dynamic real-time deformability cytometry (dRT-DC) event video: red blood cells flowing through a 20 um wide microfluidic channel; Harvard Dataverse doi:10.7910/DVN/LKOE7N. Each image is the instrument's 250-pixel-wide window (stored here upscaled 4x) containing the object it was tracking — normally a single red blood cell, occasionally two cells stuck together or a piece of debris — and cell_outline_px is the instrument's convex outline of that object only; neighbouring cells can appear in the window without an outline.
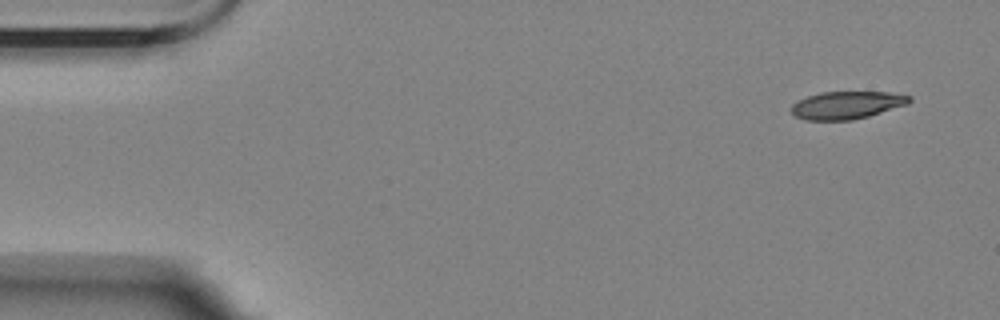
{"species": "Egyptian fruit bat (a non-hibernating species)", "species_latin": "Rousettus aegyptiacus", "temperature_condition": "room temperature", "stored_images_in_passage": 6, "segment_of_instrument_passage": [1, 2], "camera_frame_rate_fps": 3000, "um_per_image_px": 0.085, "animal": {"sex": "female"}, "frame": {"image": 1, "passage_image": 1, "time_ms": 0.0, "image_size_px": [1000, 320], "cell_outline_px": [[912, 100], [908, 104], [868, 116], [852, 120], [804, 120], [796, 116], [792, 112], [792, 104], [808, 96], [820, 92], [888, 92], [912, 96]], "centroid_in_image_um": [72.0, 8.93], "position_along_channel_um": 13.0, "area_um2": 18.9}}
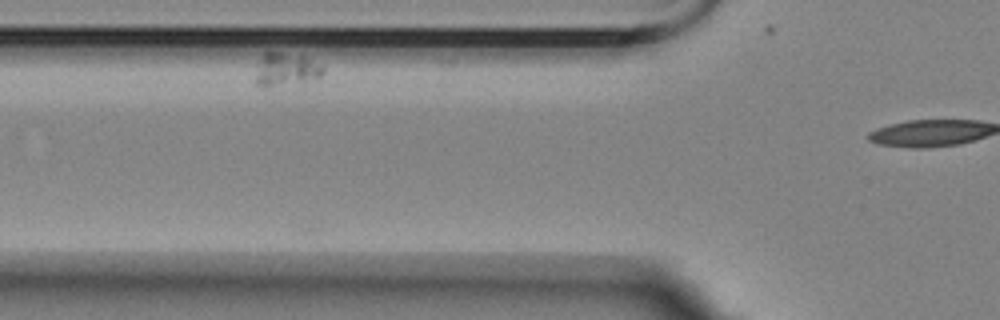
{"frame": {"image": 2, "passage_image": 4, "time_ms": 3.667, "image_size_px": [1000, 320], "cell_outline_px": [[324, 72], [320, 76], [268, 88], [264, 88], [256, 84], [256, 76], [264, 52], [276, 52], [304, 56], [324, 64]], "centroid_in_image_um": [24.33, 5.89], "position_along_channel_um": 101.5, "area_um2": 12.66}}